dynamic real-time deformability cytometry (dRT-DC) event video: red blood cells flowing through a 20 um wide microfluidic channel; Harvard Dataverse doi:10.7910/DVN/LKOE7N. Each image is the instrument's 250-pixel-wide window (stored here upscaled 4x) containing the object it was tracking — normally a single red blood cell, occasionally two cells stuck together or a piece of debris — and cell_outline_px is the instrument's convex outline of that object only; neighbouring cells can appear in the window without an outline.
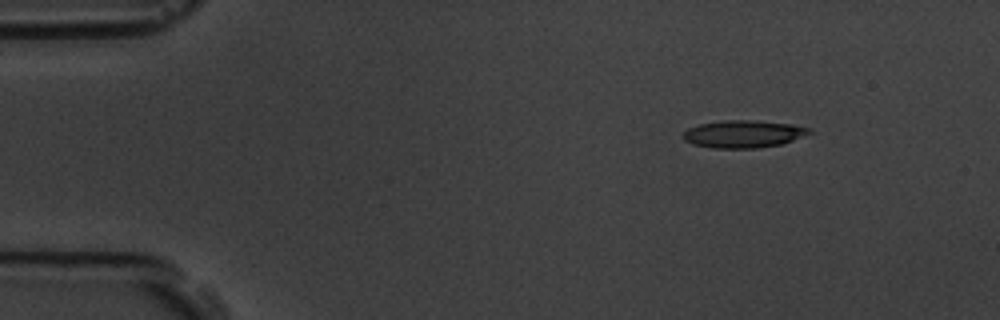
{"species": "common noctule bat (a hibernating species)", "species_latin": "Nyctalus noctula", "temperature_condition": "room temperature", "stored_images_in_passage": 10, "camera_frame_rate_fps": 3000, "um_per_image_px": 0.085, "animal": {"sex": "male", "body_mass_g": 19.5, "forearm_length_mm": 54.6}, "frame": {"image": 1, "passage_image": 3, "time_ms": 0.667, "image_size_px": [1000, 320], "cell_outline_px": [[796, 128], [792, 136], [788, 140], [772, 144], [704, 144], [712, 124], [776, 124]], "centroid_in_image_um": [63.63, 11.39], "position_along_channel_um": 21.4, "area_um2": 11.68}}